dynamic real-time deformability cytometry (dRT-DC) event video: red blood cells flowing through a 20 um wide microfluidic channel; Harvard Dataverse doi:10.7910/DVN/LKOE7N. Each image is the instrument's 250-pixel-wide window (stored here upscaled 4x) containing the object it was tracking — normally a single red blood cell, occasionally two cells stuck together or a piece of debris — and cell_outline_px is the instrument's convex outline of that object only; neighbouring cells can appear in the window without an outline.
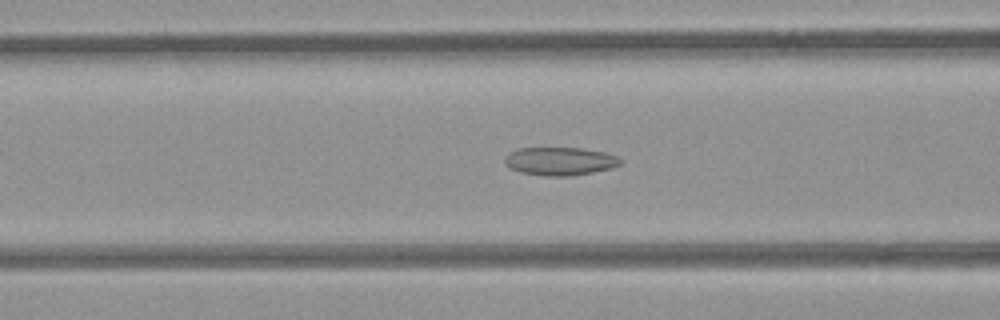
{"species": "common noctule bat (a hibernating species)", "species_latin": "Nyctalus noctula", "temperature_condition": "room temperature", "stored_images_in_passage": 47, "camera_frame_rate_fps": 3000, "um_per_image_px": 0.085, "animal": {"sex": "female", "body_mass_g": 21.9}, "frame": {"image": 1, "passage_image": 15, "time_ms": 4.667, "image_size_px": [1000, 320], "cell_outline_px": [[624, 160], [620, 164], [612, 168], [572, 176], [544, 176], [520, 172], [512, 168], [504, 160], [512, 152], [520, 148], [580, 148], [604, 152], [616, 156]], "centroid_in_image_um": [47.66, 13.71], "position_along_channel_um": 118.9, "area_um2": 18.73}}
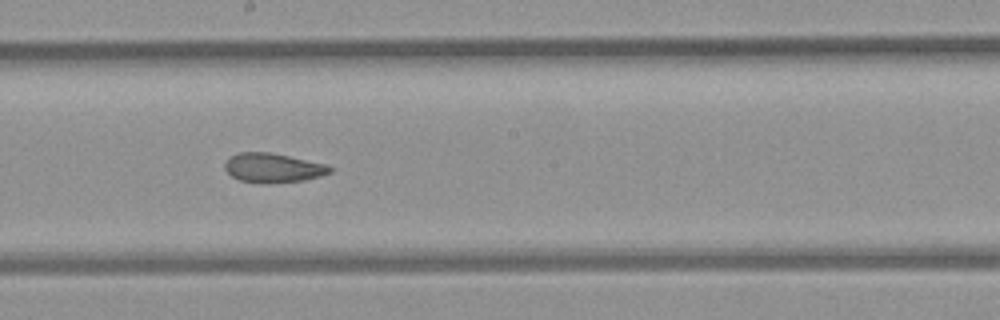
{"frame": {"image": 2, "passage_image": 23, "time_ms": 7.333, "image_size_px": [1000, 320], "cell_outline_px": [[332, 172], [320, 176], [304, 180], [268, 184], [260, 184], [240, 180], [232, 176], [224, 168], [224, 164], [232, 156], [240, 152], [268, 152], [328, 164], [332, 168]], "centroid_in_image_um": [23.23, 14.28], "position_along_channel_um": 225.0, "area_um2": 17.98}}
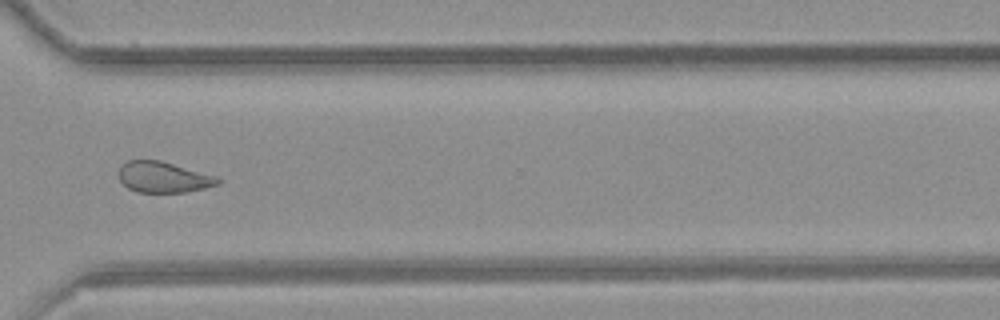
{"frame": {"image": 3, "passage_image": 33, "time_ms": 10.667, "image_size_px": [1000, 320], "cell_outline_px": [[224, 180], [220, 184], [204, 188], [184, 192], [136, 192], [128, 188], [120, 180], [120, 164], [128, 160], [160, 160], [216, 176]], "centroid_in_image_um": [13.91, 15.06], "position_along_channel_um": 356.7, "area_um2": 17.8}}